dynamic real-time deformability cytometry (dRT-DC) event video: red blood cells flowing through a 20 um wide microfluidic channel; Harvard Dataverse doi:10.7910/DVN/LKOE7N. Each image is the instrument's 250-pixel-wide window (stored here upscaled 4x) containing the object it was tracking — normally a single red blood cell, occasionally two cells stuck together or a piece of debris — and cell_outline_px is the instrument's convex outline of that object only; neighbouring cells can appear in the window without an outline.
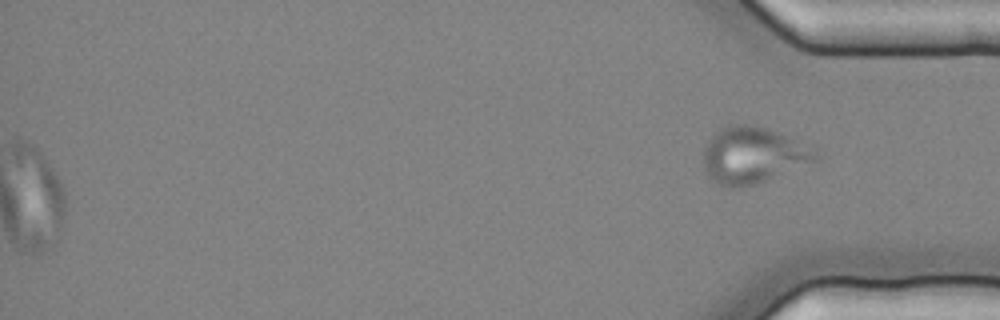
{"species": "common noctule bat (a hibernating species)", "species_latin": "Nyctalus noctula", "temperature_condition": "cold", "stored_images_in_passage": 48, "segment_of_instrument_passage": [2, 2], "camera_frame_rate_fps": 3000, "um_per_image_px": 0.085, "animal": {"sex": "female", "body_mass_g": 25.1}, "frame": {"image": 1, "passage_image": 48, "time_ms": 15.667, "image_size_px": [1000, 320], "cell_outline_px": [[820, 160], [756, 184], [720, 184], [708, 180], [704, 168], [704, 148], [708, 140], [720, 128], [728, 124], [748, 124], [780, 132], [816, 148], [820, 156]], "centroid_in_image_um": [64.05, 13.16], "position_along_channel_um": 371.2, "area_um2": 36.82}}